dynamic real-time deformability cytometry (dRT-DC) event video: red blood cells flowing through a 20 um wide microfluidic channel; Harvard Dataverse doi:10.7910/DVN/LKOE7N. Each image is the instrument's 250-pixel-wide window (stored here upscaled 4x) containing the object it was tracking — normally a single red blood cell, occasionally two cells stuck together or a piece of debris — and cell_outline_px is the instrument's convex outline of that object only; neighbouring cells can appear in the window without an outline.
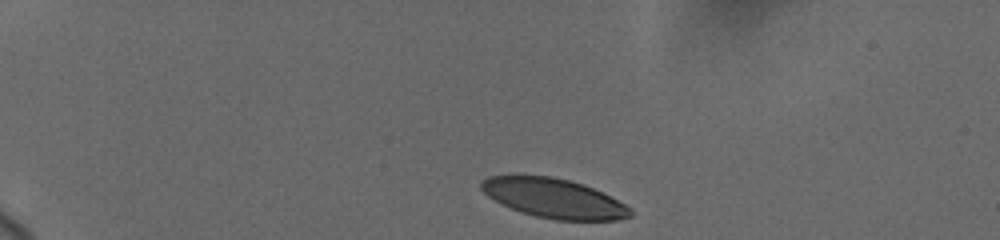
{"species": "human", "species_latin": "Homo sapiens", "temperature_condition": "cold", "stored_images_in_passage": 9, "camera_frame_rate_fps": 3000, "um_per_image_px": 0.085, "donor": {"sex": "female"}, "frame": {"image": 1, "passage_image": 1, "time_ms": 0.0, "image_size_px": [1000, 240], "cell_outline_px": [[632, 216], [616, 220], [556, 220], [536, 216], [520, 212], [500, 204], [488, 196], [480, 188], [480, 184], [488, 176], [548, 176], [568, 180], [584, 184], [632, 208]], "centroid_in_image_um": [47.06, 16.86], "position_along_channel_um": 37.9, "area_um2": 33.87}}
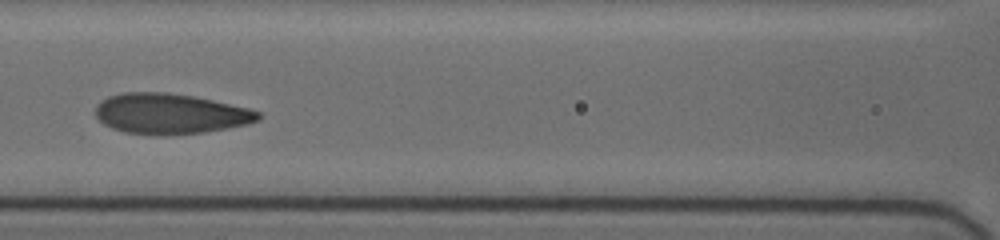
{"frame": {"image": 2, "passage_image": 7, "time_ms": 5.333, "image_size_px": [1000, 240], "cell_outline_px": [[260, 116], [256, 120], [244, 124], [228, 128], [204, 132], [164, 136], [124, 132], [112, 128], [104, 124], [96, 116], [96, 104], [100, 100], [108, 96], [124, 92], [168, 92], [192, 96], [212, 100], [248, 108], [260, 112]], "centroid_in_image_um": [14.41, 9.67], "position_along_channel_um": 152.2, "area_um2": 38.26}}
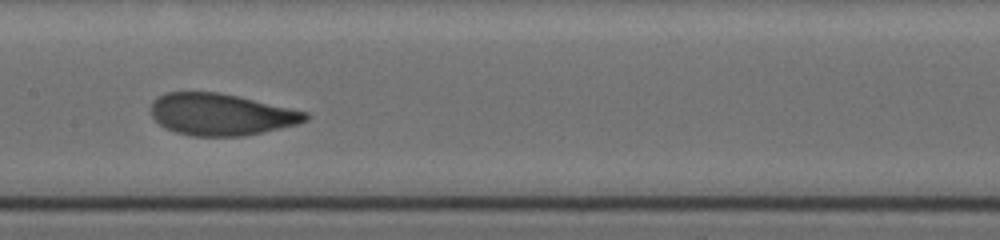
{"frame": {"image": 3, "passage_image": 8, "time_ms": 6.333, "image_size_px": [1000, 240], "cell_outline_px": [[308, 120], [296, 124], [264, 132], [244, 136], [192, 136], [176, 132], [164, 128], [152, 116], [152, 100], [156, 96], [168, 92], [216, 92], [236, 96], [308, 112]], "centroid_in_image_um": [18.76, 9.73], "position_along_channel_um": 188.6, "area_um2": 37.4}}